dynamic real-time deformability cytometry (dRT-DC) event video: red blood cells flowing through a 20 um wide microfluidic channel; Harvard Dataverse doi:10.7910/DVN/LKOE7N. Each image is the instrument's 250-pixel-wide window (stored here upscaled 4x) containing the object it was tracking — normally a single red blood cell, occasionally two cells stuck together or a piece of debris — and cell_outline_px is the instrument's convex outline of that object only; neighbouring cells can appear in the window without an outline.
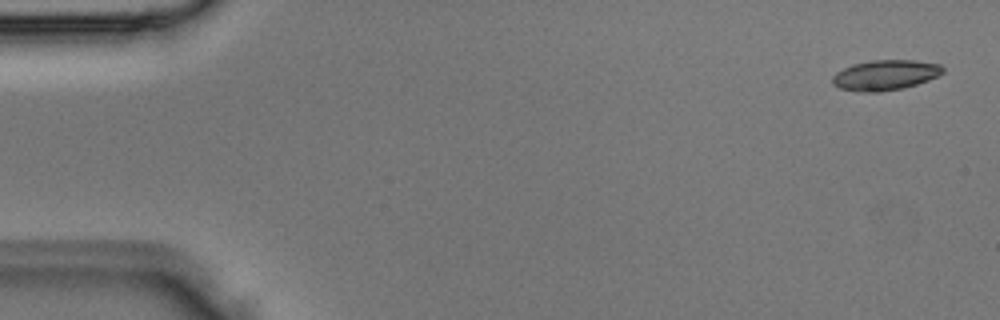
{"species": "Egyptian fruit bat (a non-hibernating species)", "species_latin": "Rousettus aegyptiacus", "temperature_condition": "room temperature", "stored_images_in_passage": 2, "segment_of_instrument_passage": [2, 2], "camera_frame_rate_fps": 3000, "um_per_image_px": 0.085, "animal": {"sex": "male"}, "frame": {"image": 1, "passage_image": 2, "time_ms": 0.333, "image_size_px": [1000, 320], "cell_outline_px": [[944, 72], [940, 76], [904, 88], [880, 92], [864, 92], [840, 88], [832, 84], [832, 76], [836, 72], [852, 64], [872, 60], [916, 60], [940, 64], [944, 68]], "centroid_in_image_um": [75.27, 6.38], "position_along_channel_um": 9.7, "area_um2": 19.59}}